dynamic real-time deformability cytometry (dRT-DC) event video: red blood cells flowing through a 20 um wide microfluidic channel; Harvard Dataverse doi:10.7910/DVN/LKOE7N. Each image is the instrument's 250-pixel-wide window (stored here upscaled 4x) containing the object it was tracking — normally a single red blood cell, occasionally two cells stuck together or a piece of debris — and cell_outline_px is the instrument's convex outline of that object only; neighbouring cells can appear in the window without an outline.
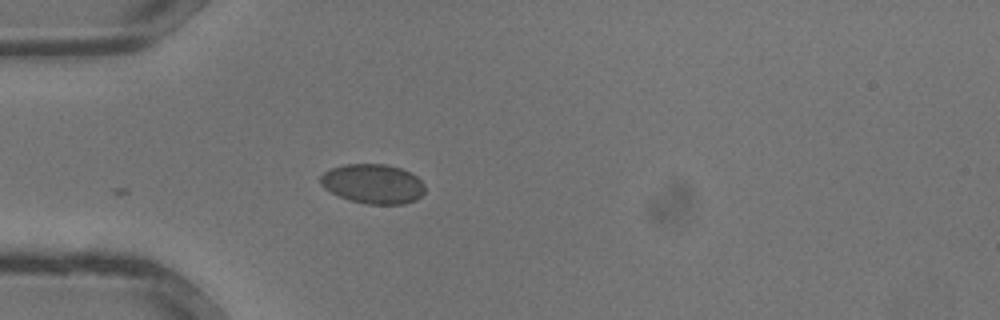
{"species": "common noctule bat (a hibernating species)", "species_latin": "Nyctalus noctula", "temperature_condition": "warm", "stored_images_in_passage": 7, "camera_frame_rate_fps": 3000, "um_per_image_px": 0.085, "animal": {"sex": "male", "body_mass_g": 13.3}, "frame": {"image": 1, "passage_image": 1, "time_ms": 0.0, "image_size_px": [1000, 320], "cell_outline_px": [[424, 192], [416, 200], [404, 204], [368, 204], [352, 200], [340, 196], [324, 188], [320, 184], [320, 176], [324, 172], [332, 168], [344, 164], [384, 164], [400, 168], [416, 176], [424, 184]], "centroid_in_image_um": [31.7, 15.62], "position_along_channel_um": 53.3, "area_um2": 23.87}}
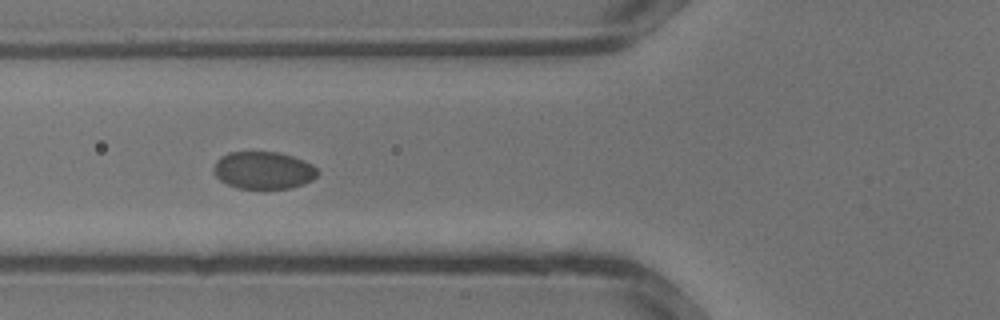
{"frame": {"image": 2, "passage_image": 4, "time_ms": 1.0, "image_size_px": [1000, 320], "cell_outline_px": [[320, 172], [312, 180], [304, 184], [292, 188], [260, 192], [236, 188], [220, 180], [212, 172], [212, 168], [216, 160], [220, 156], [228, 152], [276, 152], [292, 156], [304, 160], [312, 164]], "centroid_in_image_um": [22.37, 14.53], "position_along_channel_um": 103.4, "area_um2": 23.64}}
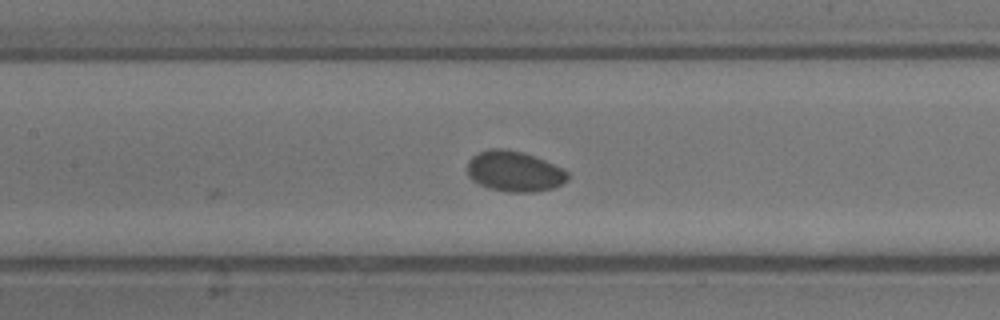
{"frame": {"image": 3, "passage_image": 7, "time_ms": 2.0, "image_size_px": [1000, 320], "cell_outline_px": [[568, 180], [564, 184], [552, 188], [536, 192], [508, 192], [488, 188], [472, 180], [468, 176], [468, 160], [476, 152], [492, 148], [504, 148], [524, 152], [544, 160], [568, 172]], "centroid_in_image_um": [43.7, 14.56], "position_along_channel_um": 163.7, "area_um2": 23.87}}